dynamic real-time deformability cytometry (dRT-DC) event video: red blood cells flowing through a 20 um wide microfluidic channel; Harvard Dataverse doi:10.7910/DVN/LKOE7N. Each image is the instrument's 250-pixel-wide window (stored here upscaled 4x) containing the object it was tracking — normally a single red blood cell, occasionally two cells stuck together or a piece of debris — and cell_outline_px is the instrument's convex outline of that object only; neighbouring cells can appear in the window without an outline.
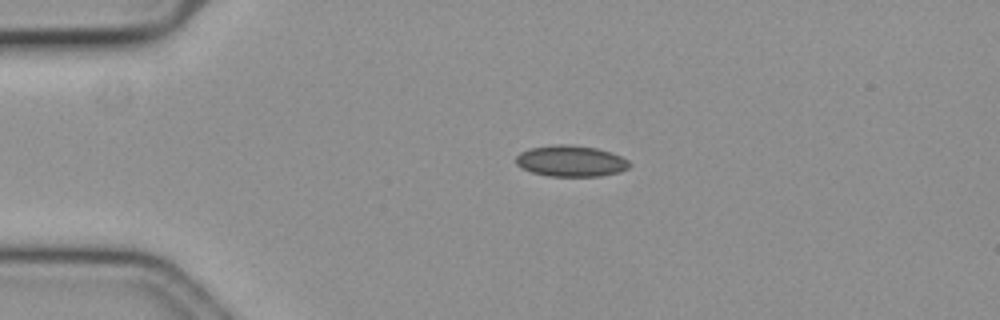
{"species": "common noctule bat (a hibernating species)", "species_latin": "Nyctalus noctula", "temperature_condition": "cold", "stored_images_in_passage": 5, "camera_frame_rate_fps": 3000, "um_per_image_px": 0.085, "animal": {"sex": "female", "body_mass_g": 19.3, "forearm_length_mm": 54.1}, "frame": {"image": 1, "passage_image": 1, "time_ms": 0.0, "image_size_px": [1000, 320], "cell_outline_px": [[632, 164], [628, 168], [620, 172], [600, 176], [548, 176], [532, 172], [516, 164], [516, 156], [520, 152], [528, 148], [556, 144], [572, 144], [596, 148], [620, 156], [628, 160]], "centroid_in_image_um": [48.52, 13.68], "position_along_channel_um": 36.5, "area_um2": 20.63}}